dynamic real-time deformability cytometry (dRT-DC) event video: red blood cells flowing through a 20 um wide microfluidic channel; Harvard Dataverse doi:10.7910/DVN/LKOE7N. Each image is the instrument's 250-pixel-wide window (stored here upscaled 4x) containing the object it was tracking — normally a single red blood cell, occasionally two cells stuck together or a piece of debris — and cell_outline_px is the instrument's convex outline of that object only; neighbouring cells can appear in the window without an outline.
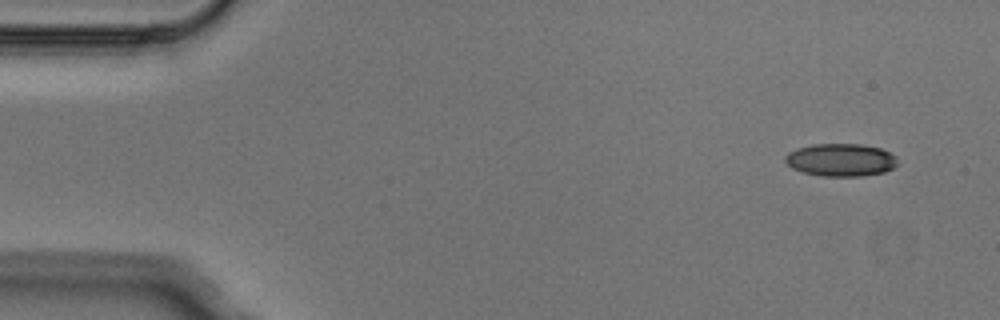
{"species": "Egyptian fruit bat (a non-hibernating species)", "species_latin": "Rousettus aegyptiacus", "temperature_condition": "cold", "stored_images_in_passage": 4, "camera_frame_rate_fps": 3000, "um_per_image_px": 0.085, "animal": {"sex": "male"}, "frame": {"image": 1, "passage_image": 1, "time_ms": 0.0, "image_size_px": [1000, 320], "cell_outline_px": [[896, 164], [892, 168], [884, 172], [860, 176], [820, 176], [804, 172], [792, 168], [784, 160], [784, 156], [788, 152], [796, 148], [812, 144], [860, 144], [880, 148], [896, 156]], "centroid_in_image_um": [71.43, 13.59], "position_along_channel_um": 13.6, "area_um2": 21.39}}
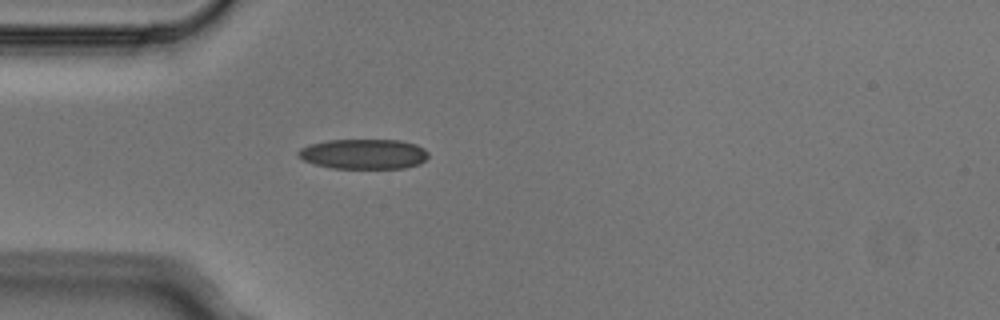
{"frame": {"image": 2, "passage_image": 4, "time_ms": 1.0, "image_size_px": [1000, 320], "cell_outline_px": [[428, 156], [420, 164], [404, 168], [332, 168], [316, 164], [304, 160], [296, 156], [296, 152], [300, 148], [312, 144], [328, 140], [400, 140], [416, 144], [424, 148], [428, 152]], "centroid_in_image_um": [30.92, 13.09], "position_along_channel_um": 54.1, "area_um2": 22.77}}